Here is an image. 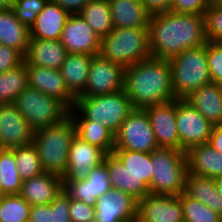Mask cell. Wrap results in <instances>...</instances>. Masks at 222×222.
Masks as SVG:
<instances>
[{"label":"cell","instance_id":"obj_1","mask_svg":"<svg viewBox=\"0 0 222 222\" xmlns=\"http://www.w3.org/2000/svg\"><path fill=\"white\" fill-rule=\"evenodd\" d=\"M151 57L170 60L186 49L204 45V15L165 12L151 15L149 24Z\"/></svg>","mask_w":222,"mask_h":222},{"label":"cell","instance_id":"obj_2","mask_svg":"<svg viewBox=\"0 0 222 222\" xmlns=\"http://www.w3.org/2000/svg\"><path fill=\"white\" fill-rule=\"evenodd\" d=\"M134 109L175 100L169 60L150 57L124 71V87Z\"/></svg>","mask_w":222,"mask_h":222},{"label":"cell","instance_id":"obj_3","mask_svg":"<svg viewBox=\"0 0 222 222\" xmlns=\"http://www.w3.org/2000/svg\"><path fill=\"white\" fill-rule=\"evenodd\" d=\"M134 110L124 90L113 94L78 96L69 110L72 119H88L105 126L114 136Z\"/></svg>","mask_w":222,"mask_h":222},{"label":"cell","instance_id":"obj_4","mask_svg":"<svg viewBox=\"0 0 222 222\" xmlns=\"http://www.w3.org/2000/svg\"><path fill=\"white\" fill-rule=\"evenodd\" d=\"M75 134V123L70 115L58 124L34 131L32 143L37 148L44 172L63 178L68 166L70 144Z\"/></svg>","mask_w":222,"mask_h":222},{"label":"cell","instance_id":"obj_5","mask_svg":"<svg viewBox=\"0 0 222 222\" xmlns=\"http://www.w3.org/2000/svg\"><path fill=\"white\" fill-rule=\"evenodd\" d=\"M99 54L124 68L150 58L149 27L113 28L101 38Z\"/></svg>","mask_w":222,"mask_h":222},{"label":"cell","instance_id":"obj_6","mask_svg":"<svg viewBox=\"0 0 222 222\" xmlns=\"http://www.w3.org/2000/svg\"><path fill=\"white\" fill-rule=\"evenodd\" d=\"M150 194L176 195L185 192L188 173L186 152L158 148L151 152Z\"/></svg>","mask_w":222,"mask_h":222},{"label":"cell","instance_id":"obj_7","mask_svg":"<svg viewBox=\"0 0 222 222\" xmlns=\"http://www.w3.org/2000/svg\"><path fill=\"white\" fill-rule=\"evenodd\" d=\"M172 89L176 99H184L199 87L211 83L207 60V42L186 49L169 60Z\"/></svg>","mask_w":222,"mask_h":222},{"label":"cell","instance_id":"obj_8","mask_svg":"<svg viewBox=\"0 0 222 222\" xmlns=\"http://www.w3.org/2000/svg\"><path fill=\"white\" fill-rule=\"evenodd\" d=\"M14 104L34 131L58 124L69 116V109L61 101L29 86L18 94Z\"/></svg>","mask_w":222,"mask_h":222},{"label":"cell","instance_id":"obj_9","mask_svg":"<svg viewBox=\"0 0 222 222\" xmlns=\"http://www.w3.org/2000/svg\"><path fill=\"white\" fill-rule=\"evenodd\" d=\"M158 148L147 113L134 109L114 136L113 150L151 153Z\"/></svg>","mask_w":222,"mask_h":222},{"label":"cell","instance_id":"obj_10","mask_svg":"<svg viewBox=\"0 0 222 222\" xmlns=\"http://www.w3.org/2000/svg\"><path fill=\"white\" fill-rule=\"evenodd\" d=\"M176 122L179 150L208 143L214 125L184 99H176Z\"/></svg>","mask_w":222,"mask_h":222},{"label":"cell","instance_id":"obj_11","mask_svg":"<svg viewBox=\"0 0 222 222\" xmlns=\"http://www.w3.org/2000/svg\"><path fill=\"white\" fill-rule=\"evenodd\" d=\"M125 68L100 54L94 55L88 74L85 91L80 96L113 94L123 90Z\"/></svg>","mask_w":222,"mask_h":222},{"label":"cell","instance_id":"obj_12","mask_svg":"<svg viewBox=\"0 0 222 222\" xmlns=\"http://www.w3.org/2000/svg\"><path fill=\"white\" fill-rule=\"evenodd\" d=\"M107 153L98 146L89 144L75 134L72 138L68 166L63 181H82L87 179L91 170L104 163Z\"/></svg>","mask_w":222,"mask_h":222},{"label":"cell","instance_id":"obj_13","mask_svg":"<svg viewBox=\"0 0 222 222\" xmlns=\"http://www.w3.org/2000/svg\"><path fill=\"white\" fill-rule=\"evenodd\" d=\"M68 53L98 55L101 38L80 14H70L59 39Z\"/></svg>","mask_w":222,"mask_h":222},{"label":"cell","instance_id":"obj_14","mask_svg":"<svg viewBox=\"0 0 222 222\" xmlns=\"http://www.w3.org/2000/svg\"><path fill=\"white\" fill-rule=\"evenodd\" d=\"M137 208L136 199L112 188L97 199L94 222H134L137 219Z\"/></svg>","mask_w":222,"mask_h":222},{"label":"cell","instance_id":"obj_15","mask_svg":"<svg viewBox=\"0 0 222 222\" xmlns=\"http://www.w3.org/2000/svg\"><path fill=\"white\" fill-rule=\"evenodd\" d=\"M34 130L14 103L0 104V149H13L33 142Z\"/></svg>","mask_w":222,"mask_h":222},{"label":"cell","instance_id":"obj_16","mask_svg":"<svg viewBox=\"0 0 222 222\" xmlns=\"http://www.w3.org/2000/svg\"><path fill=\"white\" fill-rule=\"evenodd\" d=\"M141 222H184L180 195L148 194L138 201Z\"/></svg>","mask_w":222,"mask_h":222},{"label":"cell","instance_id":"obj_17","mask_svg":"<svg viewBox=\"0 0 222 222\" xmlns=\"http://www.w3.org/2000/svg\"><path fill=\"white\" fill-rule=\"evenodd\" d=\"M143 110L147 113L158 147L179 150L176 99Z\"/></svg>","mask_w":222,"mask_h":222},{"label":"cell","instance_id":"obj_18","mask_svg":"<svg viewBox=\"0 0 222 222\" xmlns=\"http://www.w3.org/2000/svg\"><path fill=\"white\" fill-rule=\"evenodd\" d=\"M28 86L61 101L69 110L75 105V97L65 86L60 69H50L26 64Z\"/></svg>","mask_w":222,"mask_h":222},{"label":"cell","instance_id":"obj_19","mask_svg":"<svg viewBox=\"0 0 222 222\" xmlns=\"http://www.w3.org/2000/svg\"><path fill=\"white\" fill-rule=\"evenodd\" d=\"M63 187L71 198L89 206H95L97 199L112 189L105 163L93 168L85 180L63 181Z\"/></svg>","mask_w":222,"mask_h":222},{"label":"cell","instance_id":"obj_20","mask_svg":"<svg viewBox=\"0 0 222 222\" xmlns=\"http://www.w3.org/2000/svg\"><path fill=\"white\" fill-rule=\"evenodd\" d=\"M64 189L61 176L43 172L23 181L20 196L31 206L50 204Z\"/></svg>","mask_w":222,"mask_h":222},{"label":"cell","instance_id":"obj_21","mask_svg":"<svg viewBox=\"0 0 222 222\" xmlns=\"http://www.w3.org/2000/svg\"><path fill=\"white\" fill-rule=\"evenodd\" d=\"M68 54L60 40L30 38L24 62L39 67L60 69Z\"/></svg>","mask_w":222,"mask_h":222},{"label":"cell","instance_id":"obj_22","mask_svg":"<svg viewBox=\"0 0 222 222\" xmlns=\"http://www.w3.org/2000/svg\"><path fill=\"white\" fill-rule=\"evenodd\" d=\"M187 174L217 178L222 176V154L209 143L192 146L186 151Z\"/></svg>","mask_w":222,"mask_h":222},{"label":"cell","instance_id":"obj_23","mask_svg":"<svg viewBox=\"0 0 222 222\" xmlns=\"http://www.w3.org/2000/svg\"><path fill=\"white\" fill-rule=\"evenodd\" d=\"M70 14L57 3L48 0L30 27V38L59 40L66 20Z\"/></svg>","mask_w":222,"mask_h":222},{"label":"cell","instance_id":"obj_24","mask_svg":"<svg viewBox=\"0 0 222 222\" xmlns=\"http://www.w3.org/2000/svg\"><path fill=\"white\" fill-rule=\"evenodd\" d=\"M213 125L222 124V86L209 83L184 98Z\"/></svg>","mask_w":222,"mask_h":222},{"label":"cell","instance_id":"obj_25","mask_svg":"<svg viewBox=\"0 0 222 222\" xmlns=\"http://www.w3.org/2000/svg\"><path fill=\"white\" fill-rule=\"evenodd\" d=\"M104 163L112 188L131 195L137 201L149 194L147 185L133 175L113 153L106 155Z\"/></svg>","mask_w":222,"mask_h":222},{"label":"cell","instance_id":"obj_26","mask_svg":"<svg viewBox=\"0 0 222 222\" xmlns=\"http://www.w3.org/2000/svg\"><path fill=\"white\" fill-rule=\"evenodd\" d=\"M114 28L149 27L151 14L140 0H108Z\"/></svg>","mask_w":222,"mask_h":222},{"label":"cell","instance_id":"obj_27","mask_svg":"<svg viewBox=\"0 0 222 222\" xmlns=\"http://www.w3.org/2000/svg\"><path fill=\"white\" fill-rule=\"evenodd\" d=\"M92 58L93 55L69 53L60 67L65 86L75 98L85 91Z\"/></svg>","mask_w":222,"mask_h":222},{"label":"cell","instance_id":"obj_28","mask_svg":"<svg viewBox=\"0 0 222 222\" xmlns=\"http://www.w3.org/2000/svg\"><path fill=\"white\" fill-rule=\"evenodd\" d=\"M30 41V30L15 16L12 9L0 12V44L18 50L25 56Z\"/></svg>","mask_w":222,"mask_h":222},{"label":"cell","instance_id":"obj_29","mask_svg":"<svg viewBox=\"0 0 222 222\" xmlns=\"http://www.w3.org/2000/svg\"><path fill=\"white\" fill-rule=\"evenodd\" d=\"M185 193L222 215V197L218 193L212 178L187 174Z\"/></svg>","mask_w":222,"mask_h":222},{"label":"cell","instance_id":"obj_30","mask_svg":"<svg viewBox=\"0 0 222 222\" xmlns=\"http://www.w3.org/2000/svg\"><path fill=\"white\" fill-rule=\"evenodd\" d=\"M76 135L89 144L98 146L107 154L114 149V135L105 127L88 119H72Z\"/></svg>","mask_w":222,"mask_h":222},{"label":"cell","instance_id":"obj_31","mask_svg":"<svg viewBox=\"0 0 222 222\" xmlns=\"http://www.w3.org/2000/svg\"><path fill=\"white\" fill-rule=\"evenodd\" d=\"M79 14L93 28L99 38L108 35L114 28L108 0H92Z\"/></svg>","mask_w":222,"mask_h":222},{"label":"cell","instance_id":"obj_32","mask_svg":"<svg viewBox=\"0 0 222 222\" xmlns=\"http://www.w3.org/2000/svg\"><path fill=\"white\" fill-rule=\"evenodd\" d=\"M27 86L28 72L25 62L0 73V104L14 103L18 94Z\"/></svg>","mask_w":222,"mask_h":222},{"label":"cell","instance_id":"obj_33","mask_svg":"<svg viewBox=\"0 0 222 222\" xmlns=\"http://www.w3.org/2000/svg\"><path fill=\"white\" fill-rule=\"evenodd\" d=\"M127 169L141 179L149 188L151 181V153L130 150H113L112 152Z\"/></svg>","mask_w":222,"mask_h":222},{"label":"cell","instance_id":"obj_34","mask_svg":"<svg viewBox=\"0 0 222 222\" xmlns=\"http://www.w3.org/2000/svg\"><path fill=\"white\" fill-rule=\"evenodd\" d=\"M16 160V168L22 181L29 180L44 172L36 146L31 143L10 149Z\"/></svg>","mask_w":222,"mask_h":222},{"label":"cell","instance_id":"obj_35","mask_svg":"<svg viewBox=\"0 0 222 222\" xmlns=\"http://www.w3.org/2000/svg\"><path fill=\"white\" fill-rule=\"evenodd\" d=\"M0 174L3 196L20 194L23 181L16 168L15 155L10 149H0Z\"/></svg>","mask_w":222,"mask_h":222},{"label":"cell","instance_id":"obj_36","mask_svg":"<svg viewBox=\"0 0 222 222\" xmlns=\"http://www.w3.org/2000/svg\"><path fill=\"white\" fill-rule=\"evenodd\" d=\"M31 205L19 194L0 197V222H28Z\"/></svg>","mask_w":222,"mask_h":222},{"label":"cell","instance_id":"obj_37","mask_svg":"<svg viewBox=\"0 0 222 222\" xmlns=\"http://www.w3.org/2000/svg\"><path fill=\"white\" fill-rule=\"evenodd\" d=\"M184 222H222V215L215 212L201 201L180 194Z\"/></svg>","mask_w":222,"mask_h":222},{"label":"cell","instance_id":"obj_38","mask_svg":"<svg viewBox=\"0 0 222 222\" xmlns=\"http://www.w3.org/2000/svg\"><path fill=\"white\" fill-rule=\"evenodd\" d=\"M48 0H16L10 7L17 19L29 29Z\"/></svg>","mask_w":222,"mask_h":222},{"label":"cell","instance_id":"obj_39","mask_svg":"<svg viewBox=\"0 0 222 222\" xmlns=\"http://www.w3.org/2000/svg\"><path fill=\"white\" fill-rule=\"evenodd\" d=\"M205 34L208 41L222 42V6L212 1L204 14Z\"/></svg>","mask_w":222,"mask_h":222},{"label":"cell","instance_id":"obj_40","mask_svg":"<svg viewBox=\"0 0 222 222\" xmlns=\"http://www.w3.org/2000/svg\"><path fill=\"white\" fill-rule=\"evenodd\" d=\"M207 60L211 82L222 86V42L207 41Z\"/></svg>","mask_w":222,"mask_h":222},{"label":"cell","instance_id":"obj_41","mask_svg":"<svg viewBox=\"0 0 222 222\" xmlns=\"http://www.w3.org/2000/svg\"><path fill=\"white\" fill-rule=\"evenodd\" d=\"M69 207L70 195L62 189L51 202L52 222H71Z\"/></svg>","mask_w":222,"mask_h":222},{"label":"cell","instance_id":"obj_42","mask_svg":"<svg viewBox=\"0 0 222 222\" xmlns=\"http://www.w3.org/2000/svg\"><path fill=\"white\" fill-rule=\"evenodd\" d=\"M211 0H173L171 12L204 15Z\"/></svg>","mask_w":222,"mask_h":222},{"label":"cell","instance_id":"obj_43","mask_svg":"<svg viewBox=\"0 0 222 222\" xmlns=\"http://www.w3.org/2000/svg\"><path fill=\"white\" fill-rule=\"evenodd\" d=\"M70 220L71 222H94L95 206H89L84 201L70 197Z\"/></svg>","mask_w":222,"mask_h":222},{"label":"cell","instance_id":"obj_44","mask_svg":"<svg viewBox=\"0 0 222 222\" xmlns=\"http://www.w3.org/2000/svg\"><path fill=\"white\" fill-rule=\"evenodd\" d=\"M24 56L16 49L0 44V73L18 67Z\"/></svg>","mask_w":222,"mask_h":222},{"label":"cell","instance_id":"obj_45","mask_svg":"<svg viewBox=\"0 0 222 222\" xmlns=\"http://www.w3.org/2000/svg\"><path fill=\"white\" fill-rule=\"evenodd\" d=\"M29 222H52L51 203L31 206Z\"/></svg>","mask_w":222,"mask_h":222},{"label":"cell","instance_id":"obj_46","mask_svg":"<svg viewBox=\"0 0 222 222\" xmlns=\"http://www.w3.org/2000/svg\"><path fill=\"white\" fill-rule=\"evenodd\" d=\"M151 15L170 11L173 0H140Z\"/></svg>","mask_w":222,"mask_h":222},{"label":"cell","instance_id":"obj_47","mask_svg":"<svg viewBox=\"0 0 222 222\" xmlns=\"http://www.w3.org/2000/svg\"><path fill=\"white\" fill-rule=\"evenodd\" d=\"M69 14H79L84 6L92 0H52Z\"/></svg>","mask_w":222,"mask_h":222},{"label":"cell","instance_id":"obj_48","mask_svg":"<svg viewBox=\"0 0 222 222\" xmlns=\"http://www.w3.org/2000/svg\"><path fill=\"white\" fill-rule=\"evenodd\" d=\"M208 143L222 154V124L214 125Z\"/></svg>","mask_w":222,"mask_h":222},{"label":"cell","instance_id":"obj_49","mask_svg":"<svg viewBox=\"0 0 222 222\" xmlns=\"http://www.w3.org/2000/svg\"><path fill=\"white\" fill-rule=\"evenodd\" d=\"M213 180L215 182V187H216L218 193L222 197V176L214 178Z\"/></svg>","mask_w":222,"mask_h":222},{"label":"cell","instance_id":"obj_50","mask_svg":"<svg viewBox=\"0 0 222 222\" xmlns=\"http://www.w3.org/2000/svg\"><path fill=\"white\" fill-rule=\"evenodd\" d=\"M9 7L4 3L3 0H0V12L8 9Z\"/></svg>","mask_w":222,"mask_h":222},{"label":"cell","instance_id":"obj_51","mask_svg":"<svg viewBox=\"0 0 222 222\" xmlns=\"http://www.w3.org/2000/svg\"><path fill=\"white\" fill-rule=\"evenodd\" d=\"M4 3L8 6V7H11L12 4L16 1V0H3Z\"/></svg>","mask_w":222,"mask_h":222},{"label":"cell","instance_id":"obj_52","mask_svg":"<svg viewBox=\"0 0 222 222\" xmlns=\"http://www.w3.org/2000/svg\"><path fill=\"white\" fill-rule=\"evenodd\" d=\"M3 196V185H2V178L0 174V197Z\"/></svg>","mask_w":222,"mask_h":222},{"label":"cell","instance_id":"obj_53","mask_svg":"<svg viewBox=\"0 0 222 222\" xmlns=\"http://www.w3.org/2000/svg\"><path fill=\"white\" fill-rule=\"evenodd\" d=\"M222 6V0H216Z\"/></svg>","mask_w":222,"mask_h":222},{"label":"cell","instance_id":"obj_54","mask_svg":"<svg viewBox=\"0 0 222 222\" xmlns=\"http://www.w3.org/2000/svg\"><path fill=\"white\" fill-rule=\"evenodd\" d=\"M134 222H141L138 218Z\"/></svg>","mask_w":222,"mask_h":222}]
</instances>
